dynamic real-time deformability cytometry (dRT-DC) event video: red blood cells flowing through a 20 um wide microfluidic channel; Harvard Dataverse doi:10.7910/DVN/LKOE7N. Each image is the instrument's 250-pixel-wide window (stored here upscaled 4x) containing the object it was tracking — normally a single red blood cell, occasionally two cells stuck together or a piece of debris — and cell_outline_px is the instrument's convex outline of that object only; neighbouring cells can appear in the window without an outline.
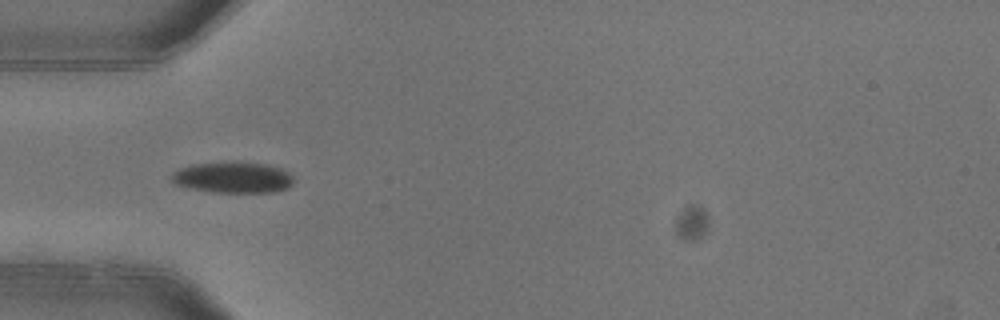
{"species": "common noctule bat (a hibernating species)", "species_latin": "Nyctalus noctula", "temperature_condition": "warm", "stored_images_in_passage": 5, "camera_frame_rate_fps": 3000, "um_per_image_px": 0.085, "animal": {"sex": "female"}, "frame": {"image": 1, "passage_image": 4, "time_ms": 1.0, "image_size_px": [1000, 320], "cell_outline_px": [[292, 184], [288, 188], [272, 192], [216, 192], [192, 188], [176, 184], [172, 180], [172, 172], [180, 168], [192, 164], [268, 164], [280, 168], [288, 172], [292, 176]], "centroid_in_image_um": [19.82, 15.11], "position_along_channel_um": 65.2, "area_um2": 21.21}}